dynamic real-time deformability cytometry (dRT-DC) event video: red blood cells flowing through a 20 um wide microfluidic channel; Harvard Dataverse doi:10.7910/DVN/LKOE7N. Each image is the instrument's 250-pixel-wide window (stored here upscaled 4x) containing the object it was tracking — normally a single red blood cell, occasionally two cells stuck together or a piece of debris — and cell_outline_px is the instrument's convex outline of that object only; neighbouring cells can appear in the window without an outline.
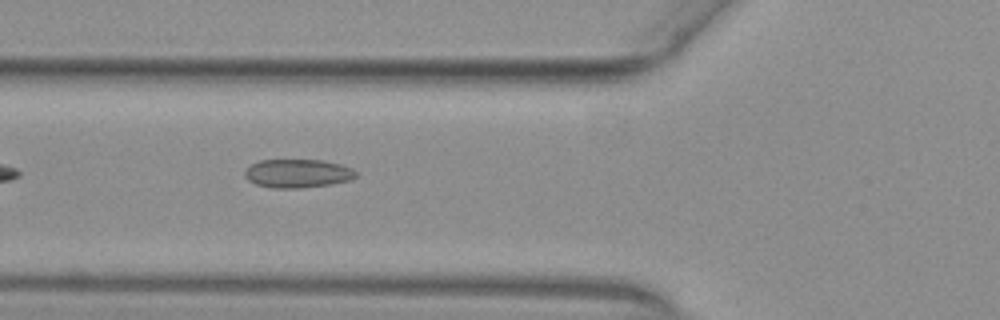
{"species": "common noctule bat (a hibernating species)", "species_latin": "Nyctalus noctula", "temperature_condition": "warm", "stored_images_in_passage": 36, "camera_frame_rate_fps": 3000, "um_per_image_px": 0.085, "animal": {"sex": "female", "body_mass_g": 29.2, "forearm_length_mm": 56.3}, "frame": {"image": 1, "passage_image": 3, "time_ms": 0.667, "image_size_px": [1000, 320], "cell_outline_px": [[356, 176], [348, 180], [332, 184], [300, 188], [272, 188], [256, 184], [248, 180], [244, 176], [244, 172], [252, 164], [260, 160], [324, 160], [340, 164], [352, 168], [356, 172]], "centroid_in_image_um": [25.29, 14.74], "position_along_channel_um": 100.5, "area_um2": 18.44}}
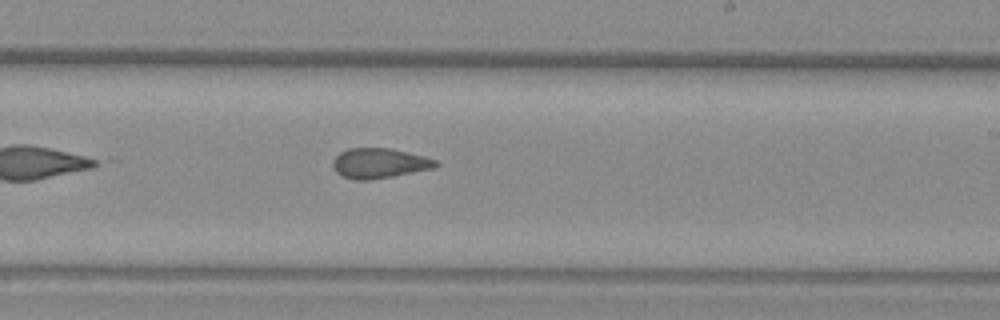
{"frame": {"image": 2, "passage_image": 15, "time_ms": 4.667, "image_size_px": [1000, 320], "cell_outline_px": [[440, 164], [432, 168], [372, 180], [356, 180], [344, 176], [336, 172], [332, 164], [332, 160], [340, 152], [348, 148], [388, 148], [424, 156], [436, 160]], "centroid_in_image_um": [32.21, 13.87], "position_along_channel_um": 256.8, "area_um2": 17.8}}
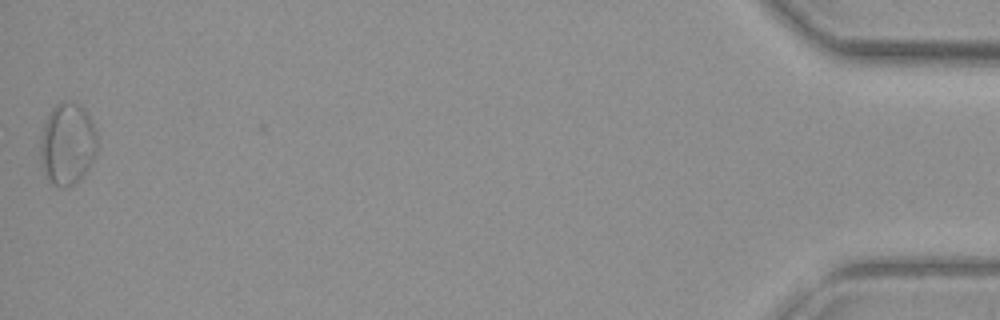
{"frame": {"image": 3, "passage_image": 36, "time_ms": 11.667, "image_size_px": [1000, 320], "cell_outline_px": [[96, 152], [92, 160], [84, 172], [68, 188], [60, 188], [52, 184], [44, 172], [40, 164], [40, 136], [44, 120], [52, 108], [60, 100], [68, 100], [80, 104], [84, 108], [96, 132]], "centroid_in_image_um": [5.67, 12.19], "position_along_channel_um": 429.5, "area_um2": 27.28}}